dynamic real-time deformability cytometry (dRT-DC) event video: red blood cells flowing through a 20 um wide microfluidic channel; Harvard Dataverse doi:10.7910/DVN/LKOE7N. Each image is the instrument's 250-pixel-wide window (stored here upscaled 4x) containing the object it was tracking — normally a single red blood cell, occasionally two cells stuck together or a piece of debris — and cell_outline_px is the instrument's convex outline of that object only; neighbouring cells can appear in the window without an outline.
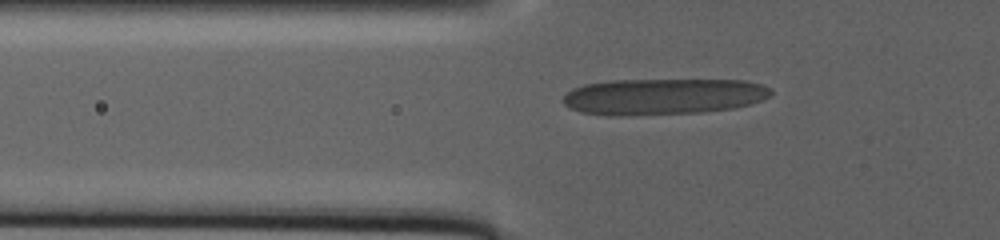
{"species": "human", "species_latin": "Homo sapiens", "temperature_condition": "warm", "stored_images_in_passage": 33, "camera_frame_rate_fps": 3000, "um_per_image_px": 0.085, "donor": {"sex": "male"}, "frame": {"image": 1, "passage_image": 2, "time_ms": 1.0, "image_size_px": [1000, 240], "cell_outline_px": [[772, 96], [748, 104], [732, 108], [700, 112], [620, 116], [608, 116], [580, 112], [564, 104], [564, 96], [572, 88], [584, 84], [608, 80], [748, 80], [772, 88]], "centroid_in_image_um": [56.36, 8.2], "position_along_channel_um": 69.4, "area_um2": 44.04}}
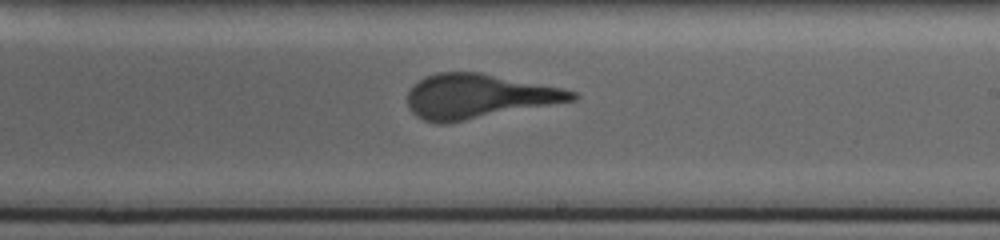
{"frame": {"image": 2, "passage_image": 14, "time_ms": 11.0, "image_size_px": [1000, 240], "cell_outline_px": [[580, 96], [576, 100], [448, 124], [436, 124], [424, 120], [416, 116], [408, 108], [408, 92], [412, 84], [424, 76], [436, 72], [480, 72], [564, 88], [576, 92]], "centroid_in_image_um": [40.66, 8.19], "position_along_channel_um": 248.3, "area_um2": 43.18}}
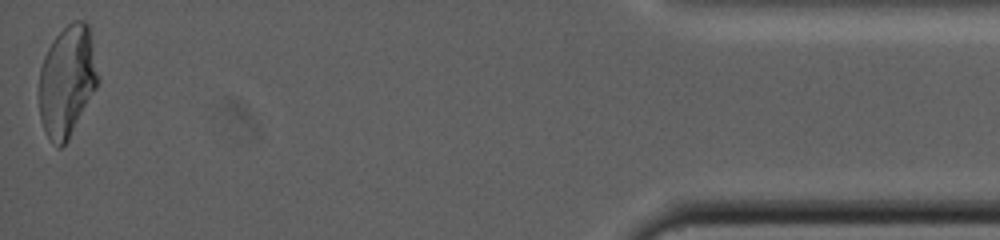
{"frame": {"image": 3, "passage_image": 33, "time_ms": 24.333, "image_size_px": [1000, 240], "cell_outline_px": [[100, 80], [96, 88], [68, 140], [60, 148], [56, 148], [44, 132], [40, 120], [40, 68], [44, 56], [52, 40], [72, 20], [84, 20], [88, 24], [100, 76]], "centroid_in_image_um": [5.71, 6.89], "position_along_channel_um": 429.5, "area_um2": 38.26}}